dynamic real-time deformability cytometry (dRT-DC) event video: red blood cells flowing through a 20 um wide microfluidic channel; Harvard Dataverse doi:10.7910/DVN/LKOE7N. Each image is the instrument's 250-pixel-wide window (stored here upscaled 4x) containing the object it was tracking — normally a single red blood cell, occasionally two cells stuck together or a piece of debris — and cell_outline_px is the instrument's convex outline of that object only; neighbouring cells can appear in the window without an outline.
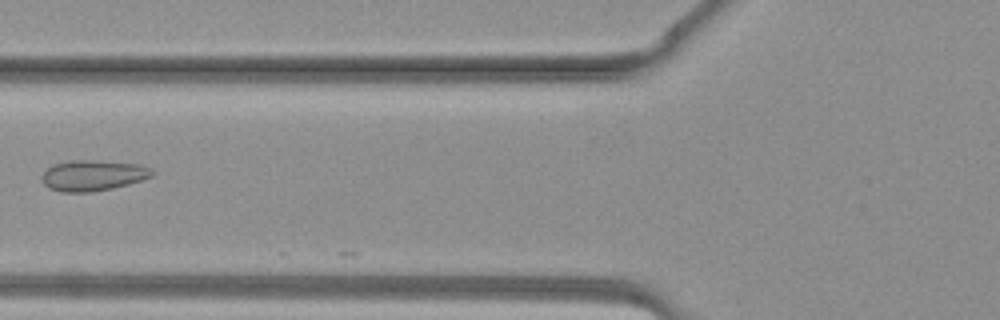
{"species": "common noctule bat (a hibernating species)", "species_latin": "Nyctalus noctula", "temperature_condition": "warm", "stored_images_in_passage": 17, "camera_frame_rate_fps": 3000, "um_per_image_px": 0.085, "animal": {"sex": "female", "body_mass_g": 19.3, "forearm_length_mm": 54.1}, "frame": {"image": 1, "passage_image": 16, "time_ms": 5.0, "image_size_px": [1000, 320], "cell_outline_px": [[156, 172], [152, 176], [128, 184], [112, 188], [92, 192], [60, 192], [48, 188], [40, 180], [40, 176], [52, 164], [72, 160], [92, 160], [140, 164], [152, 168]], "centroid_in_image_um": [7.88, 14.91], "position_along_channel_um": 117.9, "area_um2": 19.94}}